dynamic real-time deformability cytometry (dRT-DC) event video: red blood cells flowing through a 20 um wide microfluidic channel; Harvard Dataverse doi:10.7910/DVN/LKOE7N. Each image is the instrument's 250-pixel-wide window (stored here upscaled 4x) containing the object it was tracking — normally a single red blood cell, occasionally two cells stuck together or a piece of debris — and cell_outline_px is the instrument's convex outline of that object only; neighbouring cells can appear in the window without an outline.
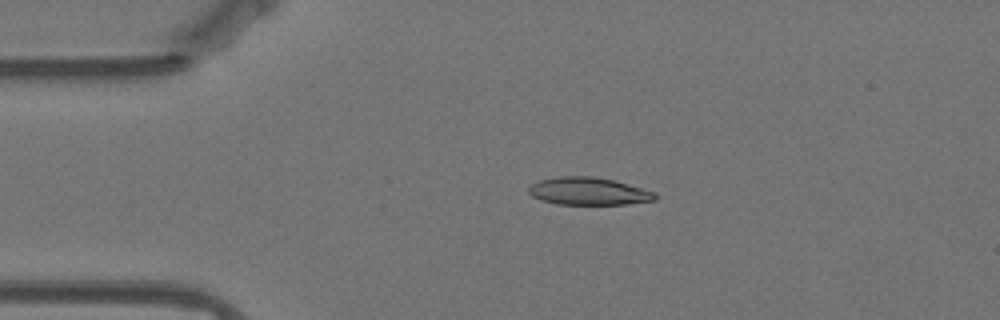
{"species": "Egyptian fruit bat (a non-hibernating species)", "species_latin": "Rousettus aegyptiacus", "temperature_condition": "warm", "stored_images_in_passage": 46, "camera_frame_rate_fps": 3000, "um_per_image_px": 0.085, "animal": {"sex": "female"}, "frame": {"image": 1, "passage_image": 1, "time_ms": 0.0, "image_size_px": [1000, 320], "cell_outline_px": [[656, 200], [628, 204], [556, 204], [540, 200], [532, 196], [528, 192], [528, 188], [532, 184], [540, 180], [560, 176], [592, 176], [612, 180], [628, 184], [656, 192]], "centroid_in_image_um": [50.02, 16.26], "position_along_channel_um": 35.0, "area_um2": 20.29}}
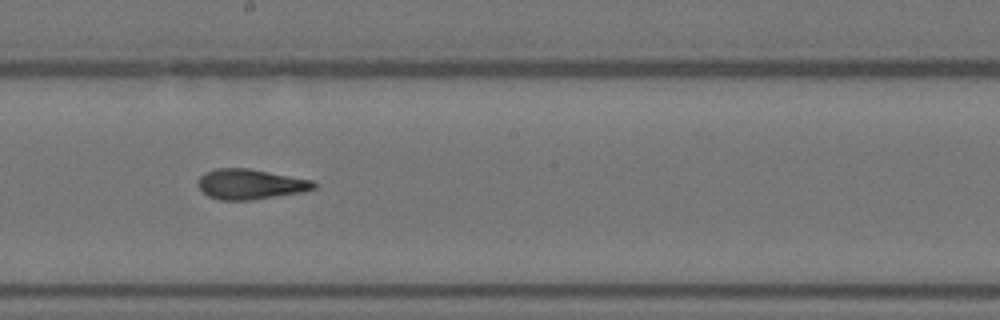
{"frame": {"image": 2, "passage_image": 20, "time_ms": 6.333, "image_size_px": [1000, 320], "cell_outline_px": [[316, 188], [304, 192], [252, 200], [220, 200], [208, 196], [196, 184], [196, 180], [204, 172], [216, 168], [248, 168], [312, 180], [316, 184]], "centroid_in_image_um": [21.25, 15.66], "position_along_channel_um": 226.9, "area_um2": 20.52}}
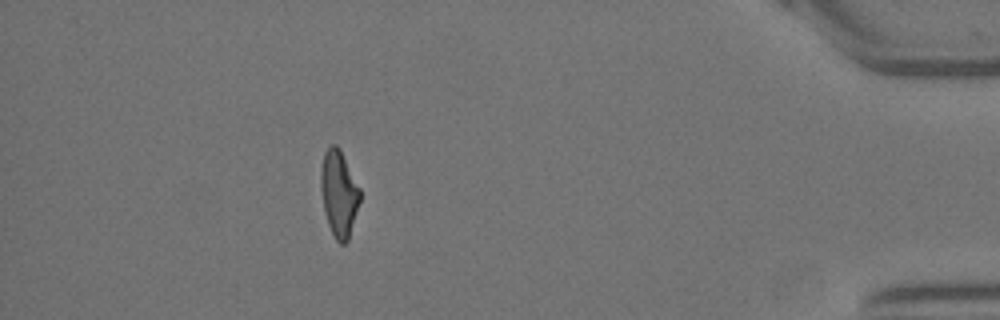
{"frame": {"image": 3, "passage_image": 40, "time_ms": 13.0, "image_size_px": [1000, 320], "cell_outline_px": [[360, 200], [348, 240], [344, 244], [340, 244], [336, 240], [328, 224], [324, 212], [320, 188], [320, 168], [324, 152], [332, 144], [336, 144], [340, 148], [360, 188]], "centroid_in_image_um": [28.79, 16.42], "position_along_channel_um": 406.4, "area_um2": 19.77}, "authors_computed_cell_mechanics": {"area_um2": 20.0855, "velocity_mm_per_s": 3.5257, "shape_relaxation_time_tau1_ms": 4.4983, "shape_relaxation_time_tau2_ms": 2.9226, "deformation_change_tau1": 0.1854, "deformation_change_tau2": 0.1109}}